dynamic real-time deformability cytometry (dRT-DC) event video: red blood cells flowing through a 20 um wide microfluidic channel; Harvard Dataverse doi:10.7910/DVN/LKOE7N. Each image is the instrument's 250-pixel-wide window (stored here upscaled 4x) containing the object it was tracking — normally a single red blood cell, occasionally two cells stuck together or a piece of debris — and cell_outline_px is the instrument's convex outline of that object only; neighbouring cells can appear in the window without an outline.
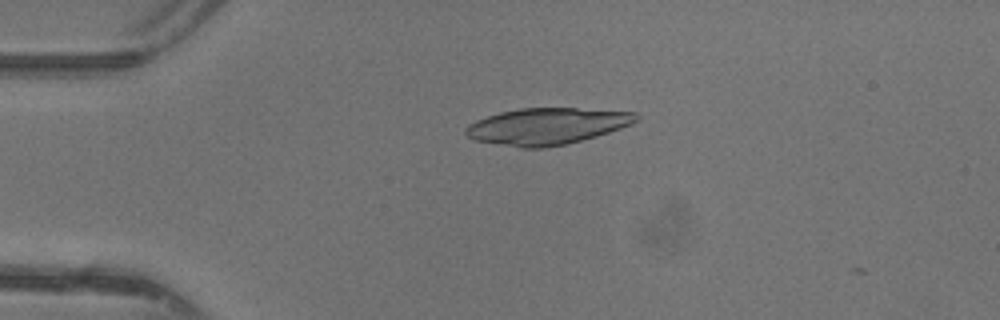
{"species": "common noctule bat (a hibernating species)", "species_latin": "Nyctalus noctula", "temperature_condition": "warm", "stored_images_in_passage": 34, "camera_frame_rate_fps": 3000, "um_per_image_px": 0.085, "animal": {"sex": "female"}, "frame": {"image": 1, "passage_image": 4, "time_ms": 1.0, "image_size_px": [1000, 320], "cell_outline_px": [[640, 116], [632, 124], [596, 136], [568, 144], [544, 148], [520, 148], [476, 140], [468, 136], [464, 132], [464, 128], [468, 124], [476, 120], [500, 112], [520, 108], [576, 108], [636, 112]], "centroid_in_image_um": [46.48, 10.73], "position_along_channel_um": 38.5, "area_um2": 36.3}}